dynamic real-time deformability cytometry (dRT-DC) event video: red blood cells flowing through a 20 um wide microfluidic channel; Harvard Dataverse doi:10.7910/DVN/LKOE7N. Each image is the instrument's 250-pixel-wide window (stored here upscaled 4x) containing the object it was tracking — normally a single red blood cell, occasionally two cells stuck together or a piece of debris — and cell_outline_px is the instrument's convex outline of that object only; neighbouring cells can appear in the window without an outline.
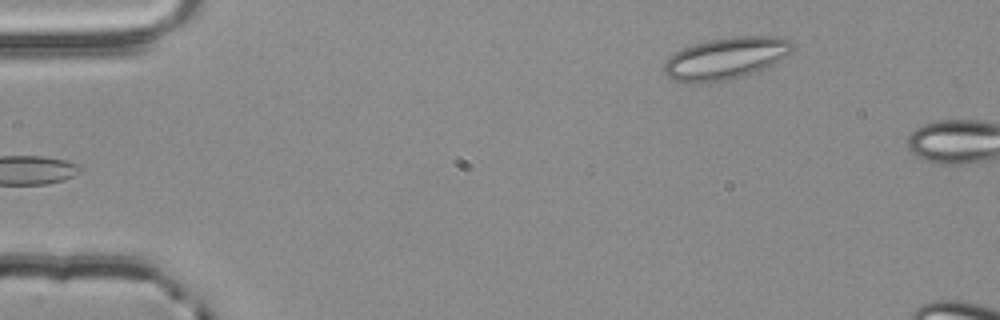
{"species": "common noctule bat (a hibernating species)", "species_latin": "Nyctalus noctula", "temperature_condition": "room temperature", "stored_images_in_passage": 4, "camera_frame_rate_fps": 3000, "um_per_image_px": 0.085, "animal": {"sex": "male", "body_mass_g": 20.4}, "frame": {"image": 1, "passage_image": 4, "time_ms": 1.0, "image_size_px": [1000, 320], "cell_outline_px": [[796, 44], [792, 52], [788, 56], [776, 64], [756, 72], [744, 76], [728, 80], [708, 84], [688, 84], [672, 80], [664, 72], [664, 64], [668, 56], [684, 48], [708, 40], [732, 36], [780, 36], [792, 40]], "centroid_in_image_um": [61.75, 4.98], "position_along_channel_um": 23.2, "area_um2": 32.31}}